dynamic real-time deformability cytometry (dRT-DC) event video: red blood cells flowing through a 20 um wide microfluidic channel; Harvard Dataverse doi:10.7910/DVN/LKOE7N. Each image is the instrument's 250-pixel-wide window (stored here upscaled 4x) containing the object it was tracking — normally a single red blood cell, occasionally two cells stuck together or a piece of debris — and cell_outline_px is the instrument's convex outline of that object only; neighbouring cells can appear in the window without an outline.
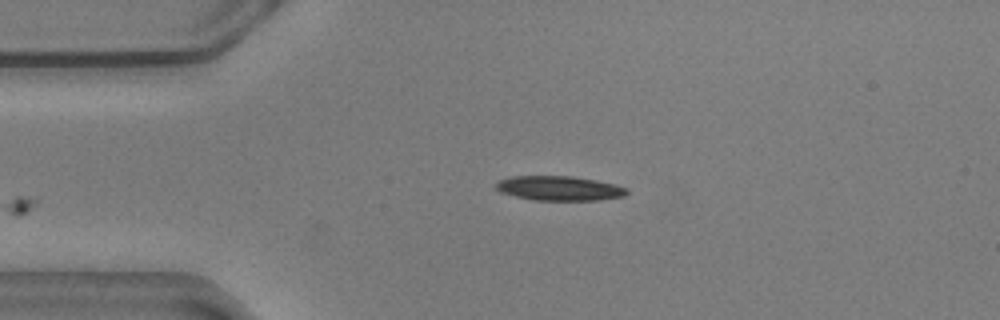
{"species": "common noctule bat (a hibernating species)", "species_latin": "Nyctalus noctula", "temperature_condition": "warm", "stored_images_in_passage": 8, "camera_frame_rate_fps": 3000, "um_per_image_px": 0.085, "animal": {"sex": "male", "body_mass_g": 20.5, "forearm_length_mm": 52.5}, "frame": {"image": 1, "passage_image": 1, "time_ms": 0.0, "image_size_px": [1000, 320], "cell_outline_px": [[628, 192], [624, 196], [596, 200], [536, 200], [516, 196], [500, 192], [496, 188], [496, 184], [500, 180], [512, 176], [568, 176], [596, 180], [616, 184], [628, 188]], "centroid_in_image_um": [47.57, 16.0], "position_along_channel_um": 37.4, "area_um2": 18.55}}
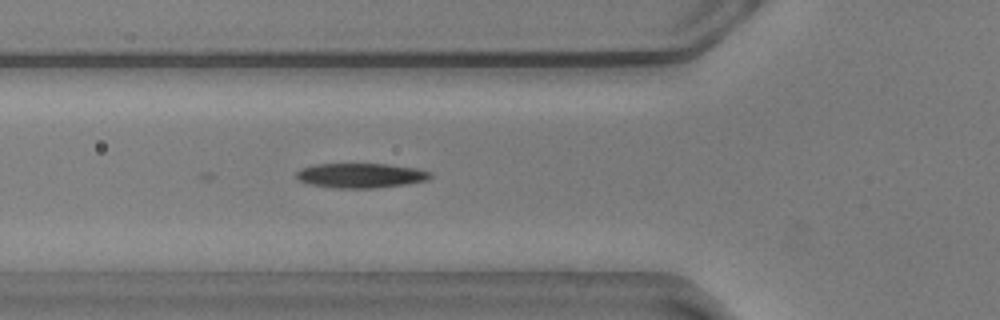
{"frame": {"image": 2, "passage_image": 8, "time_ms": 2.333, "image_size_px": [1000, 320], "cell_outline_px": [[432, 176], [428, 180], [404, 184], [372, 188], [336, 188], [312, 184], [300, 180], [296, 176], [296, 172], [300, 168], [316, 164], [388, 164], [416, 168], [432, 172]], "centroid_in_image_um": [30.68, 14.91], "position_along_channel_um": 95.1, "area_um2": 19.13}}